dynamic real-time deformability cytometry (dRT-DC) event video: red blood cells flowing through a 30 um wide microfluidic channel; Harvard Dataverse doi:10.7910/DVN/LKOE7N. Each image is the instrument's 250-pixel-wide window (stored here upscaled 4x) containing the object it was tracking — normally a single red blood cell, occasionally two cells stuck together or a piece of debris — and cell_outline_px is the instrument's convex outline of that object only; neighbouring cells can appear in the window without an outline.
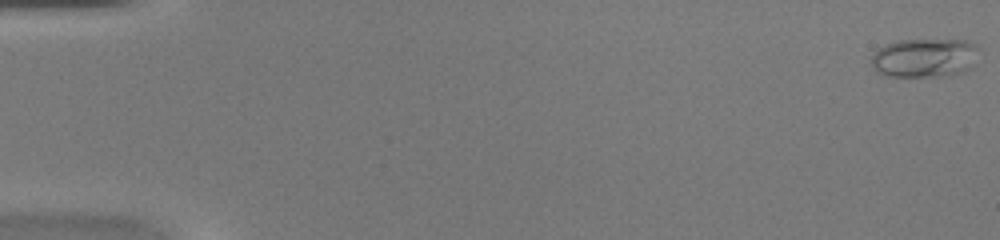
{"species": "common noctule bat (a hibernating species)", "species_latin": "Nyctalus noctula", "temperature_condition": "warm", "stored_images_in_passage": 49, "camera_frame_rate_fps": 3000, "um_per_image_px": 0.085, "animal": {"sex": "female", "body_mass_g": 20.0, "forearm_length_mm": 54.0}, "frame": {"image": 1, "passage_image": 1, "time_ms": 0.0, "image_size_px": [1000, 240], "cell_outline_px": [[980, 48], [972, 68], [964, 72], [948, 76], [888, 76], [876, 72], [872, 68], [872, 56], [884, 44], [900, 40], [964, 40], [976, 44]], "centroid_in_image_um": [78.63, 4.92], "position_along_channel_um": 6.4, "area_um2": 24.68}}
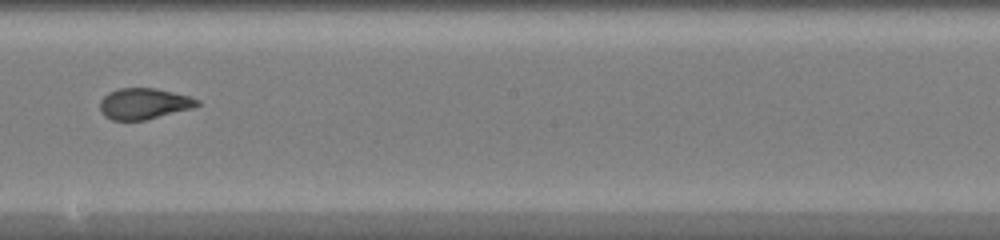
{"frame": {"image": 2, "passage_image": 29, "time_ms": 9.333, "image_size_px": [1000, 240], "cell_outline_px": [[200, 104], [192, 108], [144, 120], [112, 120], [104, 116], [100, 112], [100, 100], [108, 92], [120, 88], [156, 88], [188, 96], [200, 100]], "centroid_in_image_um": [12.2, 8.81], "position_along_channel_um": 236.0, "area_um2": 17.51}}
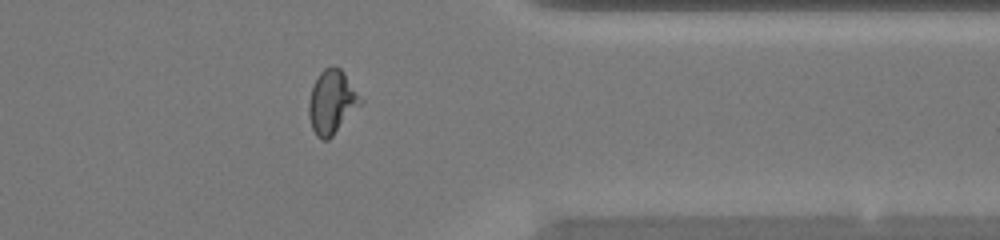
{"frame": {"image": 3, "passage_image": 40, "time_ms": 13.0, "image_size_px": [1000, 240], "cell_outline_px": [[364, 100], [332, 136], [328, 140], [320, 140], [316, 136], [312, 128], [308, 116], [308, 100], [312, 88], [320, 72], [324, 68], [332, 64], [340, 68], [344, 72]], "centroid_in_image_um": [28.19, 8.66], "position_along_channel_um": 383.2, "area_um2": 19.25}, "authors_computed_cell_mechanics": {"area_um2": 18.5538, "velocity_mm_per_s": 4.2692, "shape_relaxation_time_tau1_ms": null, "shape_relaxation_time_tau2_ms": 0.9295, "deformation_change_tau1": null, "deformation_change_tau2": 0.0719}}